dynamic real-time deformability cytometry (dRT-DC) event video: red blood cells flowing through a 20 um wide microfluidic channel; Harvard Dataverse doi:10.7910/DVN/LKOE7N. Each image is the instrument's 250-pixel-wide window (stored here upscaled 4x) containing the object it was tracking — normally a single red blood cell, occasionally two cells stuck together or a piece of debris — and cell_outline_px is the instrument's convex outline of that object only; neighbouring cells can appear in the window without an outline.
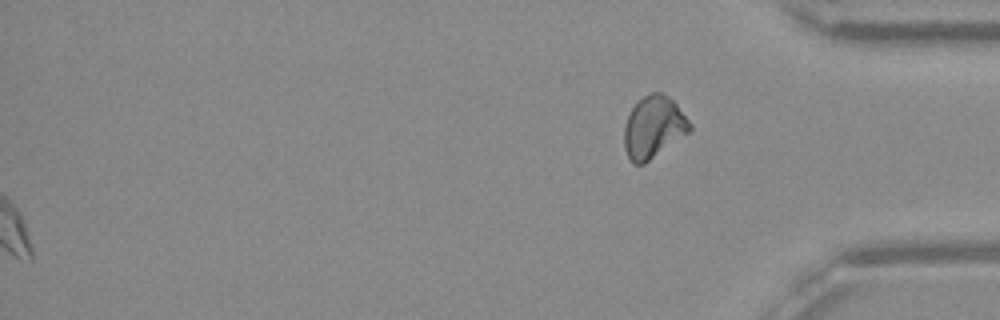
{"species": "Egyptian fruit bat (a non-hibernating species)", "species_latin": "Rousettus aegyptiacus", "temperature_condition": "warm", "stored_images_in_passage": 51, "segment_of_instrument_passage": [2, 2], "camera_frame_rate_fps": 3000, "um_per_image_px": 0.085, "frame": {"image": 1, "passage_image": 51, "time_ms": 16.667, "image_size_px": [1000, 320], "cell_outline_px": [[692, 128], [688, 132], [644, 164], [632, 164], [624, 148], [624, 124], [632, 108], [644, 96], [652, 92], [660, 92], [668, 96], [676, 104], [692, 124]], "centroid_in_image_um": [55.53, 10.81], "position_along_channel_um": 379.7, "area_um2": 23.35}}